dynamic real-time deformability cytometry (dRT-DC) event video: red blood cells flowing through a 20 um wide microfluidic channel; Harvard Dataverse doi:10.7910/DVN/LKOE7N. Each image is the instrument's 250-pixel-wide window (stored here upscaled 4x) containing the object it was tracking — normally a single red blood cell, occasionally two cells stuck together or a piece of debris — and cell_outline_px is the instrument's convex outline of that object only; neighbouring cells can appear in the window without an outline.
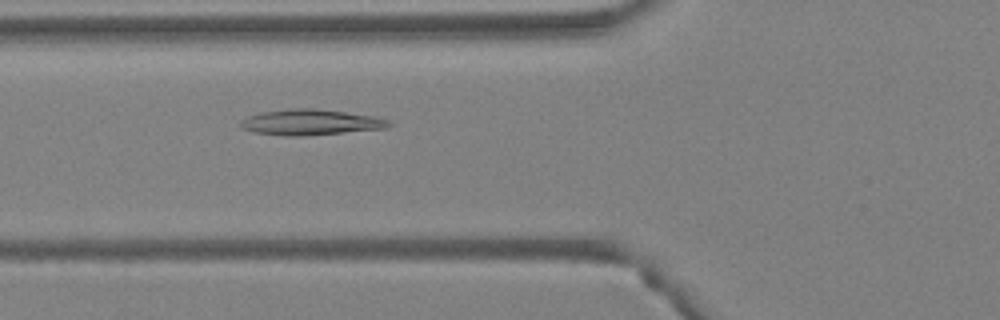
{"species": "Egyptian fruit bat (a non-hibernating species)", "species_latin": "Rousettus aegyptiacus", "temperature_condition": "warm", "stored_images_in_passage": 41, "camera_frame_rate_fps": 3000, "um_per_image_px": 0.085, "animal": {"sex": "female"}, "frame": {"image": 1, "passage_image": 11, "time_ms": 3.333, "image_size_px": [1000, 320], "cell_outline_px": [[392, 124], [388, 128], [300, 136], [284, 136], [252, 132], [240, 128], [240, 120], [248, 116], [260, 112], [292, 108], [316, 108], [376, 116], [388, 120]], "centroid_in_image_um": [26.37, 10.39], "position_along_channel_um": 99.4, "area_um2": 22.37}}
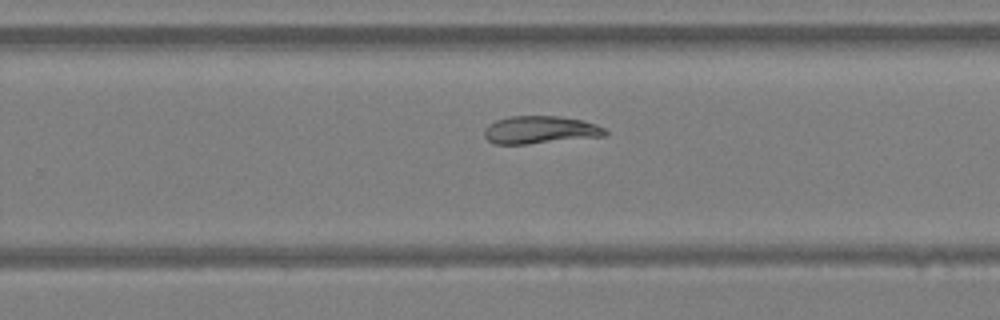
{"frame": {"image": 2, "passage_image": 24, "time_ms": 7.667, "image_size_px": [1000, 320], "cell_outline_px": [[608, 136], [528, 144], [492, 144], [484, 136], [484, 132], [488, 124], [496, 120], [512, 116], [560, 116], [580, 120], [596, 124], [604, 128], [608, 132]], "centroid_in_image_um": [45.93, 11.05], "position_along_channel_um": 283.9, "area_um2": 19.65}}
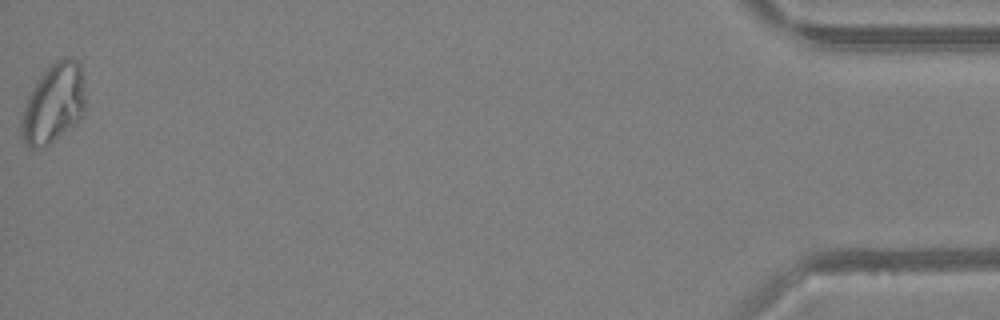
{"frame": {"image": 3, "passage_image": 41, "time_ms": 13.333, "image_size_px": [1000, 320], "cell_outline_px": [[84, 108], [80, 120], [44, 148], [28, 148], [24, 144], [20, 136], [20, 124], [28, 92], [36, 80], [56, 60], [64, 56], [68, 56], [76, 60], [80, 64], [84, 88]], "centroid_in_image_um": [4.51, 8.82], "position_along_channel_um": 430.7, "area_um2": 29.88}}